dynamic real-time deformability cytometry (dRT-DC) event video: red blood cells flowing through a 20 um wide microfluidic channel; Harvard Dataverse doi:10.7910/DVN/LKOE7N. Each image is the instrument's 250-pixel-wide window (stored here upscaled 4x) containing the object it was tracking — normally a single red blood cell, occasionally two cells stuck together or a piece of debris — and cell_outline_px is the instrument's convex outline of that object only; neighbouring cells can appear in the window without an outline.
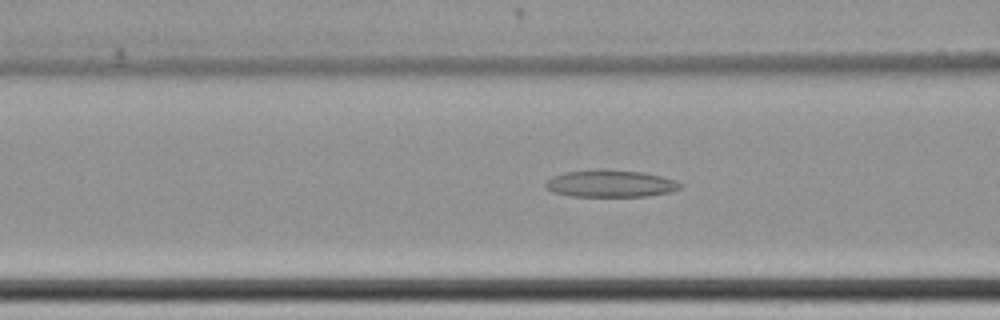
{"species": "common noctule bat (a hibernating species)", "species_latin": "Nyctalus noctula", "temperature_condition": "cold", "stored_images_in_passage": 13, "camera_frame_rate_fps": 3000, "um_per_image_px": 0.085, "animal": {"sex": "female", "body_mass_g": 22.7, "forearm_length_mm": 54.2}, "frame": {"image": 1, "passage_image": 3, "time_ms": 0.667, "image_size_px": [1000, 320], "cell_outline_px": [[680, 188], [672, 192], [644, 196], [568, 196], [552, 192], [544, 188], [544, 184], [552, 176], [564, 172], [600, 168], [644, 172], [676, 180], [680, 184]], "centroid_in_image_um": [51.83, 15.59], "position_along_channel_um": 114.8, "area_um2": 21.56}}
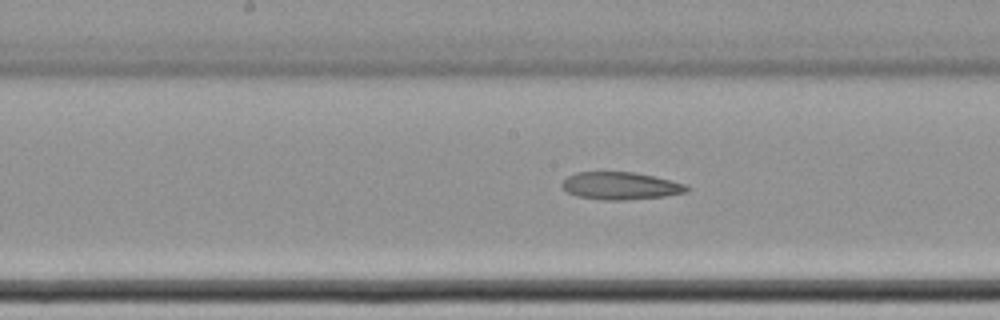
{"frame": {"image": 2, "passage_image": 10, "time_ms": 3.0, "image_size_px": [1000, 320], "cell_outline_px": [[688, 192], [664, 196], [624, 200], [600, 200], [576, 196], [568, 192], [560, 184], [568, 176], [576, 172], [636, 172], [684, 184], [688, 188]], "centroid_in_image_um": [52.7, 15.8], "position_along_channel_um": 195.5, "area_um2": 19.83}}